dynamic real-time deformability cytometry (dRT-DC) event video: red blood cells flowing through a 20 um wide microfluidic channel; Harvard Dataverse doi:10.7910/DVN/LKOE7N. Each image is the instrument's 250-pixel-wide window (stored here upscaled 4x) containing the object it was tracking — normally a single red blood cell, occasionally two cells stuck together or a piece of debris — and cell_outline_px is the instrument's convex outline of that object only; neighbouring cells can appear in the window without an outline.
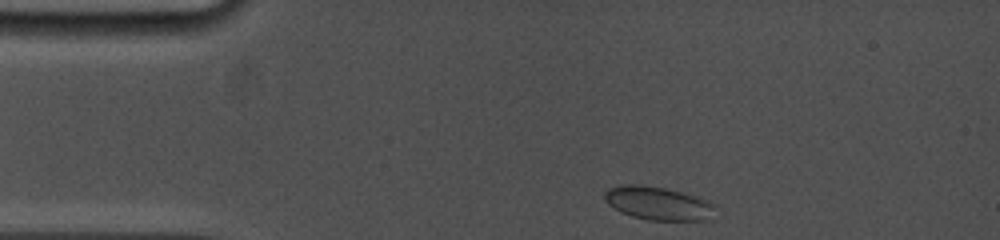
{"species": "common noctule bat (a hibernating species)", "species_latin": "Nyctalus noctula", "temperature_condition": "cold", "stored_images_in_passage": 62, "camera_frame_rate_fps": 5000, "um_per_image_px": 0.085, "animal": {"sex": "female", "body_mass_g": 19.0, "forearm_length_mm": 53.3}, "frame": {"image": 1, "passage_image": 1, "time_ms": 0.0, "image_size_px": [1000, 240], "cell_outline_px": [[716, 204], [712, 220], [648, 220], [632, 216], [620, 212], [608, 204], [604, 200], [604, 192], [608, 188], [620, 184], [640, 184], [668, 188], [696, 196], [708, 200]], "centroid_in_image_um": [55.95, 17.27], "position_along_channel_um": 29.1, "area_um2": 21.96}}
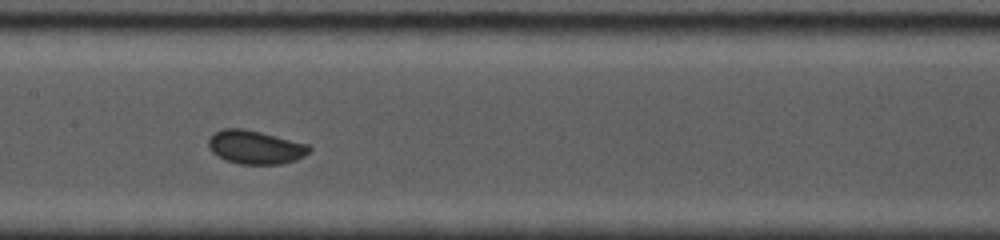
{"frame": {"image": 2, "passage_image": 25, "time_ms": 5.4, "image_size_px": [1000, 240], "cell_outline_px": [[312, 148], [304, 156], [296, 160], [280, 164], [240, 164], [224, 160], [212, 152], [208, 148], [208, 136], [212, 132], [220, 128], [244, 128], [308, 144]], "centroid_in_image_um": [21.64, 12.5], "position_along_channel_um": 185.8, "area_um2": 19.94}}
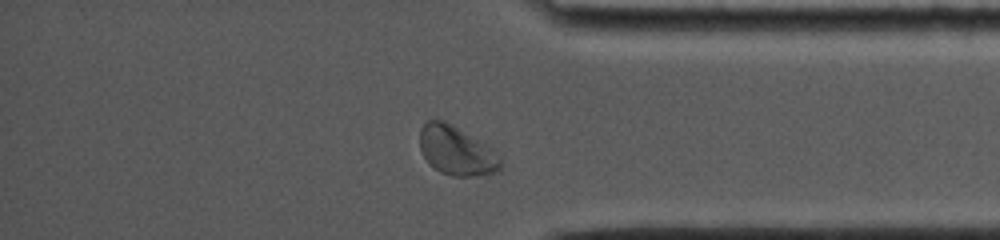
{"frame": {"image": 3, "passage_image": 54, "time_ms": 11.0, "image_size_px": [1000, 240], "cell_outline_px": [[504, 168], [500, 172], [472, 176], [452, 176], [440, 172], [432, 168], [428, 164], [420, 148], [420, 128], [428, 120], [444, 120], [452, 124], [488, 144], [504, 160]], "centroid_in_image_um": [38.86, 12.83], "position_along_channel_um": 396.3, "area_um2": 23.76}, "authors_computed_cell_mechanics": {"area_um2": 19.5942, "velocity_mm_per_s": 3.7957, "shape_relaxation_time_tau1_ms": 5.1909, "shape_relaxation_time_tau2_ms": null, "deformation_change_tau1": 0.0879, "deformation_change_tau2": null}}